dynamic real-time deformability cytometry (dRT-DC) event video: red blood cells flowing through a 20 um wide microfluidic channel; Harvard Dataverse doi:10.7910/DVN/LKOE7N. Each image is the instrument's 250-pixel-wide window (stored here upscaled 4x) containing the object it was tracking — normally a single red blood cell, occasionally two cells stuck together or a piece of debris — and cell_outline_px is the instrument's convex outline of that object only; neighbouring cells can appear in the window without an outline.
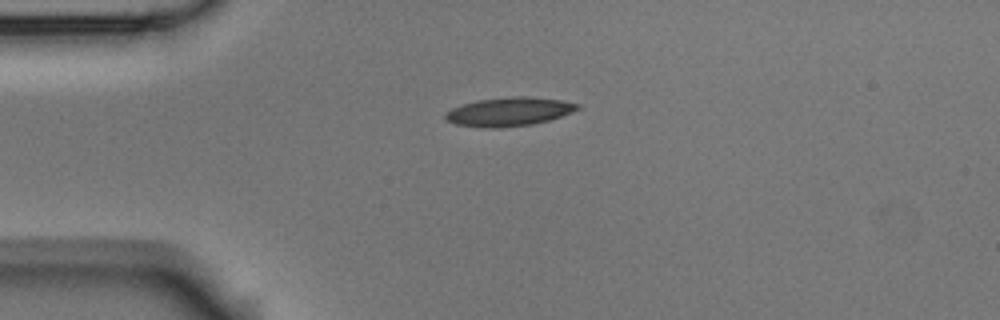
{"species": "Egyptian fruit bat (a non-hibernating species)", "species_latin": "Rousettus aegyptiacus", "temperature_condition": "room temperature", "stored_images_in_passage": 2, "camera_frame_rate_fps": 3000, "um_per_image_px": 0.085, "animal": {"sex": "male"}, "frame": {"image": 1, "passage_image": 1, "time_ms": 0.0, "image_size_px": [1000, 320], "cell_outline_px": [[580, 108], [572, 112], [548, 120], [532, 124], [500, 128], [484, 128], [456, 124], [448, 120], [444, 116], [444, 112], [452, 108], [464, 104], [480, 100], [516, 96], [524, 96], [564, 100], [580, 104]], "centroid_in_image_um": [43.28, 9.5], "position_along_channel_um": 41.7, "area_um2": 21.96}}